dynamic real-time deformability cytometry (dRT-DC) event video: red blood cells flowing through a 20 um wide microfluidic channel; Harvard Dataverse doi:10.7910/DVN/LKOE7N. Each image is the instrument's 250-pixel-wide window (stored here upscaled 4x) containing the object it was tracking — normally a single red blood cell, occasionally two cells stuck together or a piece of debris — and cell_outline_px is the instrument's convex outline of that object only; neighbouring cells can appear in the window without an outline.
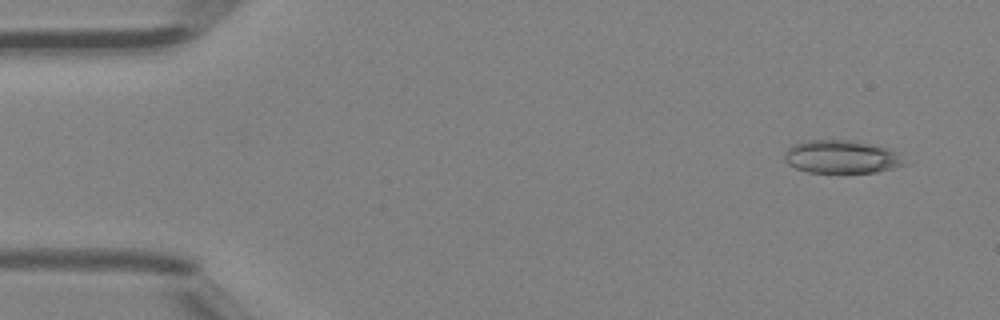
{"species": "Egyptian fruit bat (a non-hibernating species)", "species_latin": "Rousettus aegyptiacus", "temperature_condition": "room temperature", "stored_images_in_passage": 4, "camera_frame_rate_fps": 3000, "um_per_image_px": 0.085, "animal": {"sex": "female"}, "frame": {"image": 1, "passage_image": 1, "time_ms": 0.0, "image_size_px": [1000, 320], "cell_outline_px": [[908, 164], [876, 172], [808, 172], [796, 168], [788, 164], [784, 160], [784, 152], [792, 144], [808, 140], [856, 140], [872, 144], [896, 152]], "centroid_in_image_um": [71.49, 13.32], "position_along_channel_um": 13.5, "area_um2": 23.06}}
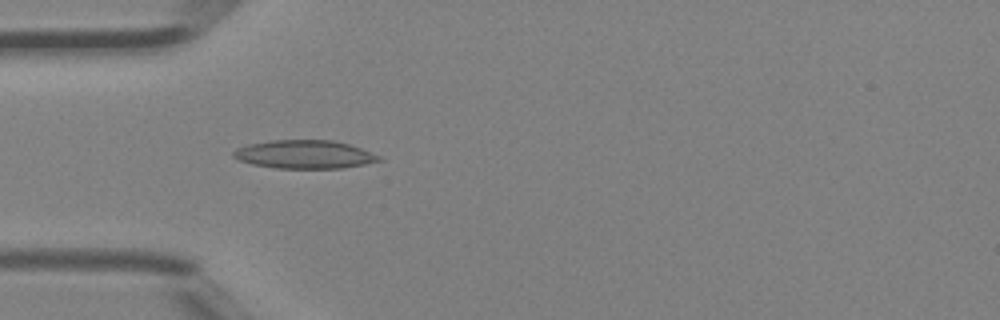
{"frame": {"image": 2, "passage_image": 4, "time_ms": 1.0, "image_size_px": [1000, 320], "cell_outline_px": [[384, 160], [344, 168], [276, 168], [252, 164], [240, 160], [232, 156], [232, 152], [236, 148], [248, 144], [272, 140], [332, 140], [348, 144], [360, 148], [380, 156]], "centroid_in_image_um": [25.87, 13.12], "position_along_channel_um": 59.1, "area_um2": 23.99}}